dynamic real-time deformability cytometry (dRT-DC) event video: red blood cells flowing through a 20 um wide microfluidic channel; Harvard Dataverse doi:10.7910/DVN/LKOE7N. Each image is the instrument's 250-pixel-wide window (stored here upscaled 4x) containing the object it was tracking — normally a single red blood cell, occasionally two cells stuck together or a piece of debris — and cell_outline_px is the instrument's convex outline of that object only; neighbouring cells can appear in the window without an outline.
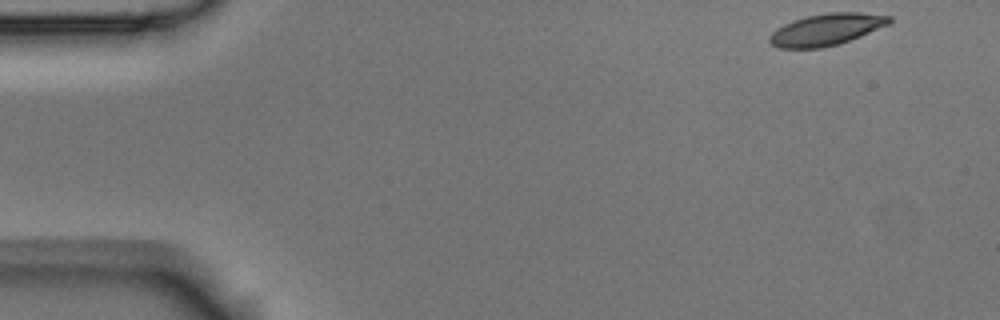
{"species": "Egyptian fruit bat (a non-hibernating species)", "species_latin": "Rousettus aegyptiacus", "temperature_condition": "room temperature", "stored_images_in_passage": 4, "camera_frame_rate_fps": 3000, "um_per_image_px": 0.085, "animal": {"sex": "male"}, "frame": {"image": 1, "passage_image": 1, "time_ms": 0.0, "image_size_px": [1000, 320], "cell_outline_px": [[892, 20], [888, 24], [860, 36], [840, 44], [820, 48], [776, 48], [768, 40], [768, 36], [776, 28], [792, 20], [808, 16], [828, 12], [860, 12], [892, 16]], "centroid_in_image_um": [70.21, 2.51], "position_along_channel_um": 14.8, "area_um2": 22.2}}
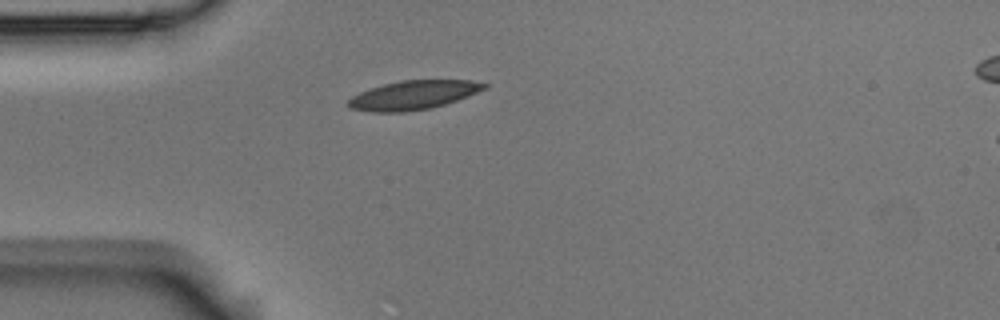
{"frame": {"image": 2, "passage_image": 3, "time_ms": 0.667, "image_size_px": [1000, 320], "cell_outline_px": [[488, 88], [456, 100], [432, 108], [404, 112], [372, 112], [352, 108], [344, 104], [352, 96], [360, 92], [384, 84], [400, 80], [472, 80], [488, 84]], "centroid_in_image_um": [35.13, 8.08], "position_along_channel_um": 49.9, "area_um2": 22.89}}